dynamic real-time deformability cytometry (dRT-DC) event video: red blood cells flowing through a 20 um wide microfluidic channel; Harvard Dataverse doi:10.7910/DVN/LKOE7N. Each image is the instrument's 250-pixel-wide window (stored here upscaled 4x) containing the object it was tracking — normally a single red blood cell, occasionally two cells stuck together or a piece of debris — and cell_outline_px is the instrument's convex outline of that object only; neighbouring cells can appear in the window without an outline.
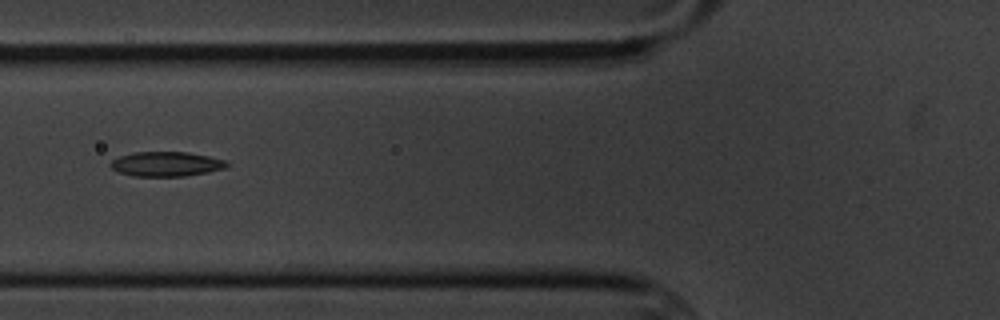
{"species": "common noctule bat (a hibernating species)", "species_latin": "Nyctalus noctula", "temperature_condition": "cold", "stored_images_in_passage": 14, "camera_frame_rate_fps": 3000, "um_per_image_px": 0.085, "animal": {"sex": "male", "body_mass_g": 20.1, "forearm_length_mm": 53.5}, "frame": {"image": 1, "passage_image": 5, "time_ms": 5.333, "image_size_px": [1000, 320], "cell_outline_px": [[228, 164], [224, 168], [208, 172], [184, 176], [132, 176], [116, 172], [108, 164], [112, 160], [120, 156], [136, 152], [188, 152], [208, 156], [224, 160]], "centroid_in_image_um": [14.07, 13.94], "position_along_channel_um": 111.7, "area_um2": 16.65}}
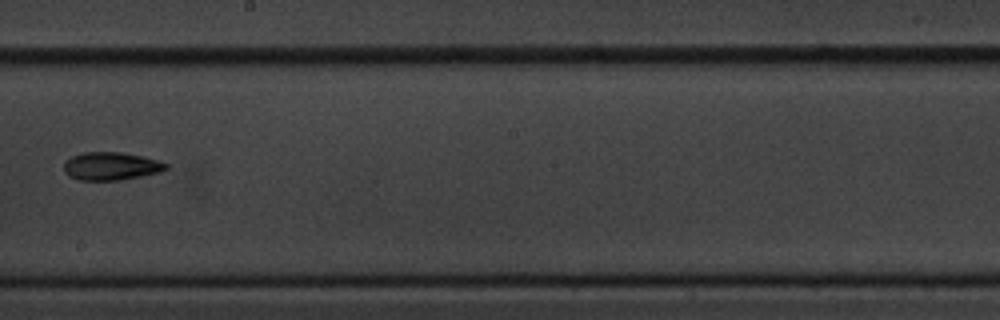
{"frame": {"image": 2, "passage_image": 8, "time_ms": 9.0, "image_size_px": [1000, 320], "cell_outline_px": [[168, 168], [160, 172], [120, 180], [80, 180], [68, 176], [64, 172], [64, 160], [72, 156], [84, 152], [120, 152], [140, 156], [156, 160], [168, 164]], "centroid_in_image_um": [9.39, 14.12], "position_along_channel_um": 238.8, "area_um2": 16.59}}
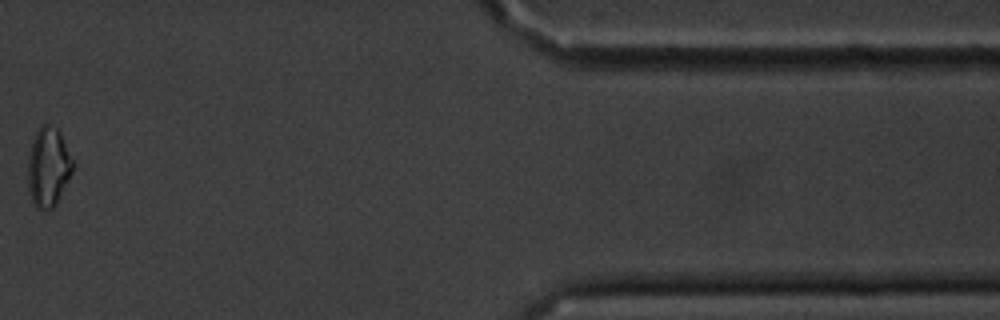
{"frame": {"image": 3, "passage_image": 13, "time_ms": 15.333, "image_size_px": [1000, 320], "cell_outline_px": [[76, 164], [56, 204], [52, 208], [36, 208], [32, 200], [28, 188], [28, 156], [32, 140], [36, 132], [44, 124], [48, 124], [56, 128], [60, 132]], "centroid_in_image_um": [4.12, 14.18], "position_along_channel_um": 407.3, "area_um2": 20.75}, "authors_computed_cell_mechanics": {"area_um2": 16.9065, "velocity_mm_per_s": 3.4659, "shape_relaxation_time_tau1_ms": 3.7043, "shape_relaxation_time_tau2_ms": null, "deformation_change_tau1": 0.1008, "deformation_change_tau2": null}}